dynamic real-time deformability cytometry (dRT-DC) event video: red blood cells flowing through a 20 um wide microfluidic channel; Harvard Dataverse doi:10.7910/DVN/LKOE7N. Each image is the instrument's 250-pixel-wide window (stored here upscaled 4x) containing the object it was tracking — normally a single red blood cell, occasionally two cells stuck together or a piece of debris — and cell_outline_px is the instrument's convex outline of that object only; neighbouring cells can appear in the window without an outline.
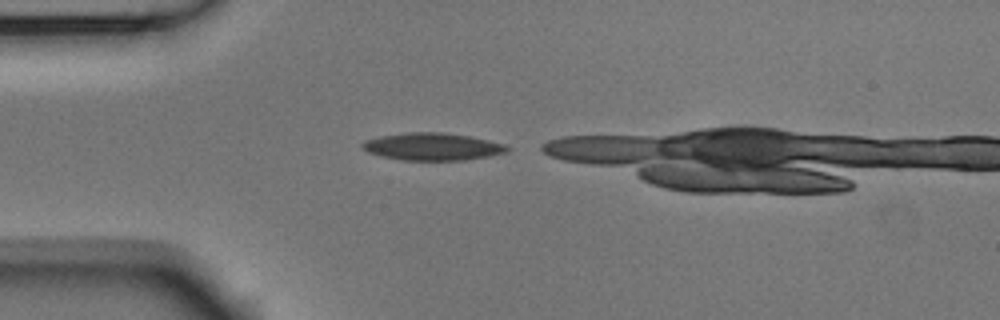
{"species": "Egyptian fruit bat (a non-hibernating species)", "species_latin": "Rousettus aegyptiacus", "temperature_condition": "room temperature", "stored_images_in_passage": 29, "camera_frame_rate_fps": 3000, "um_per_image_px": 0.085, "animal": {"sex": "male"}, "frame": {"image": 1, "passage_image": 1, "time_ms": 0.0, "image_size_px": [1000, 320], "cell_outline_px": [[512, 148], [508, 152], [488, 156], [464, 160], [404, 160], [380, 156], [368, 152], [360, 144], [364, 140], [380, 136], [408, 132], [440, 132], [468, 136], [488, 140], [504, 144]], "centroid_in_image_um": [36.76, 12.46], "position_along_channel_um": 48.2, "area_um2": 23.06}}
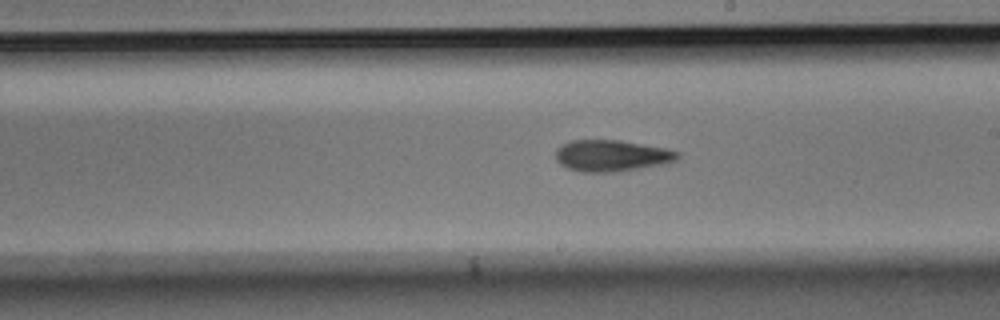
{"frame": {"image": 2, "passage_image": 17, "time_ms": 5.333, "image_size_px": [1000, 320], "cell_outline_px": [[680, 156], [676, 160], [668, 164], [612, 172], [584, 172], [568, 168], [560, 164], [556, 160], [556, 148], [560, 144], [572, 140], [620, 140], [668, 148], [680, 152]], "centroid_in_image_um": [52.02, 13.22], "position_along_channel_um": 237.0, "area_um2": 22.6}}
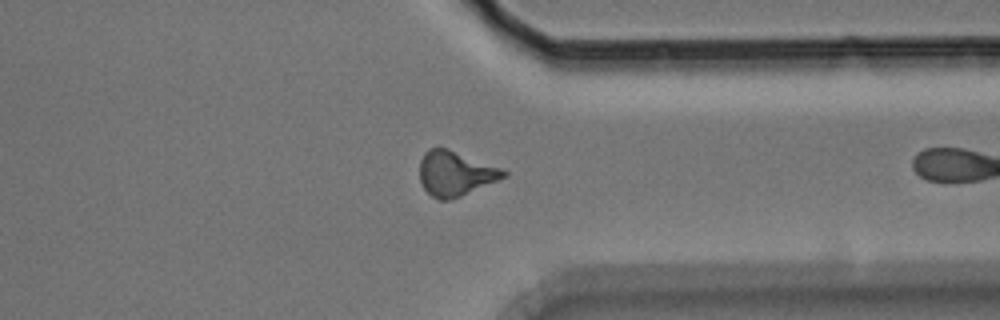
{"frame": {"image": 3, "passage_image": 28, "time_ms": 9.0, "image_size_px": [1000, 320], "cell_outline_px": [[508, 176], [460, 196], [448, 200], [440, 200], [432, 196], [424, 188], [420, 180], [420, 160], [424, 152], [428, 148], [448, 148], [500, 168], [508, 172]], "centroid_in_image_um": [38.68, 14.74], "position_along_channel_um": 372.7, "area_um2": 21.68}}